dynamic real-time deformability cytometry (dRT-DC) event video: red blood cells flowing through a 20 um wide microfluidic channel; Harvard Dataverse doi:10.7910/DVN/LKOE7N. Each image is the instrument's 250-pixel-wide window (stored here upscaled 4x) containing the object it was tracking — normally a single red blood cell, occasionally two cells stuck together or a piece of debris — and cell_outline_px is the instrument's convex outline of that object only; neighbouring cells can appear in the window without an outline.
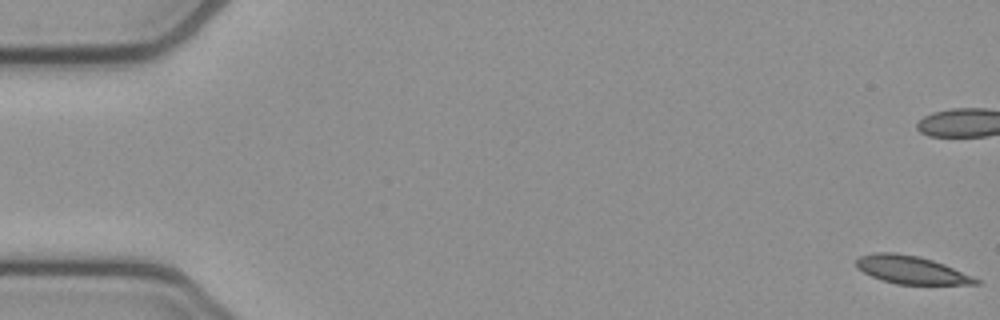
{"species": "common noctule bat (a hibernating species)", "species_latin": "Nyctalus noctula", "temperature_condition": "cold", "stored_images_in_passage": 55, "camera_frame_rate_fps": 3000, "um_per_image_px": 0.085, "animal": {"sex": "female", "body_mass_g": 21.9}, "frame": {"image": 1, "passage_image": 1, "time_ms": 0.0, "image_size_px": [1000, 320], "cell_outline_px": [[980, 284], [896, 284], [880, 280], [856, 268], [856, 260], [860, 256], [876, 252], [896, 252], [920, 256], [944, 264], [972, 276], [980, 280]], "centroid_in_image_um": [77.43, 22.93], "position_along_channel_um": 7.6, "area_um2": 19.42}}
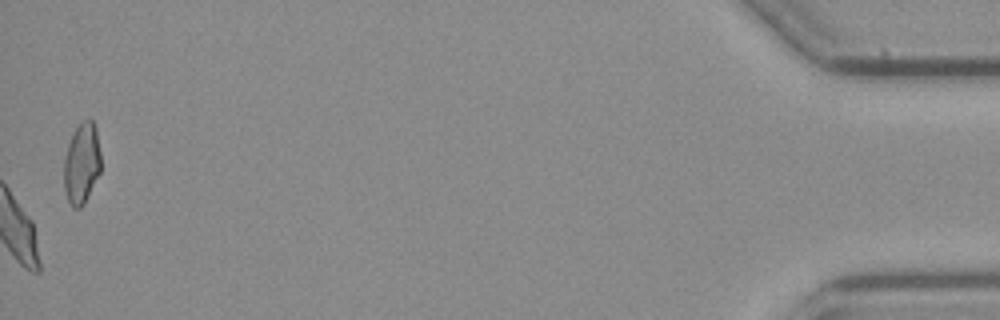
{"frame": {"image": 2, "passage_image": 55, "time_ms": 18.0, "image_size_px": [1000, 320], "cell_outline_px": [[100, 172], [84, 204], [80, 208], [72, 208], [68, 200], [64, 188], [64, 160], [68, 144], [76, 128], [84, 120], [92, 120], [96, 128], [100, 152]], "centroid_in_image_um": [6.94, 13.92], "position_along_channel_um": 428.3, "area_um2": 17.22}, "authors_computed_cell_mechanics": {"area_um2": 20.0566, "velocity_mm_per_s": 3.8092, "shape_relaxation_time_tau1_ms": null, "shape_relaxation_time_tau2_ms": 4.272, "deformation_change_tau1": null, "deformation_change_tau2": 0.0944}}